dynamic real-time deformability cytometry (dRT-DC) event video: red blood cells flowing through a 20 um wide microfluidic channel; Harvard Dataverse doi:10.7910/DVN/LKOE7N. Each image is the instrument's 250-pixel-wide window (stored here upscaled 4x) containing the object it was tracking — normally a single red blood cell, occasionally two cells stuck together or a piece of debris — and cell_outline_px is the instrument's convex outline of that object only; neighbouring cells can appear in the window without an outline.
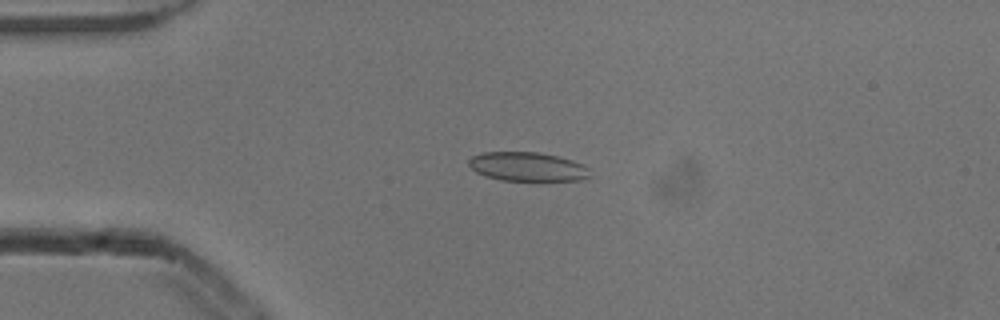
{"species": "common noctule bat (a hibernating species)", "species_latin": "Nyctalus noctula", "temperature_condition": "cold", "stored_images_in_passage": 5, "camera_frame_rate_fps": 3000, "um_per_image_px": 0.085, "animal": {"sex": "male", "body_mass_g": 13.3}, "frame": {"image": 1, "passage_image": 4, "time_ms": 1.0, "image_size_px": [1000, 320], "cell_outline_px": [[592, 176], [580, 180], [500, 180], [484, 176], [476, 172], [468, 164], [468, 160], [472, 156], [484, 152], [540, 152], [572, 160], [584, 164], [588, 168]], "centroid_in_image_um": [44.84, 14.16], "position_along_channel_um": 40.2, "area_um2": 20.52}}